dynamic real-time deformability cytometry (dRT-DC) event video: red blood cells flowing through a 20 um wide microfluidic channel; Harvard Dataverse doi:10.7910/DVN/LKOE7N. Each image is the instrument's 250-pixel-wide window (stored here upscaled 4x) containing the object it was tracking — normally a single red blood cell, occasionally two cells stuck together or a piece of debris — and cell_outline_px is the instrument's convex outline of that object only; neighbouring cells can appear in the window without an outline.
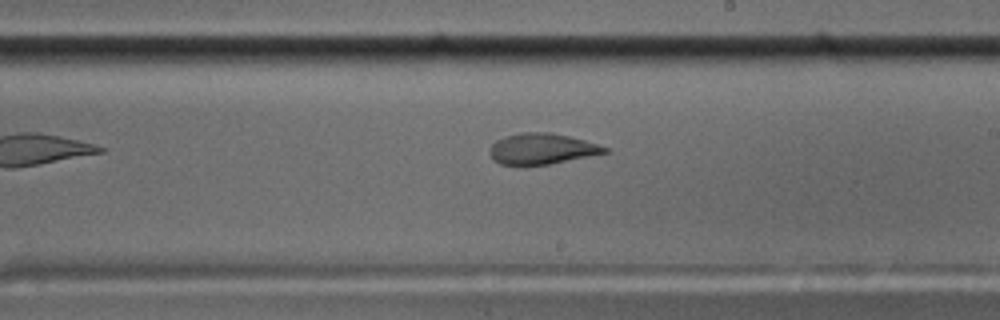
{"species": "common noctule bat (a hibernating species)", "species_latin": "Nyctalus noctula", "temperature_condition": "cold", "stored_images_in_passage": 41, "camera_frame_rate_fps": 3000, "um_per_image_px": 0.085, "animal": {"sex": "male", "body_mass_g": 17.5, "forearm_length_mm": 52.3}, "frame": {"image": 1, "passage_image": 18, "time_ms": 5.667, "image_size_px": [1000, 320], "cell_outline_px": [[608, 152], [548, 164], [500, 164], [492, 160], [488, 152], [488, 148], [496, 140], [504, 136], [520, 132], [548, 132], [568, 136], [584, 140], [608, 148]], "centroid_in_image_um": [45.97, 12.63], "position_along_channel_um": 243.0, "area_um2": 20.46}, "authors_computed_cell_mechanics": {"area_um2": 22.3108, "velocity_mm_per_s": 3.6221, "shape_relaxation_time_tau1_ms": null, "shape_relaxation_time_tau2_ms": 2.2826, "deformation_change_tau1": null, "deformation_change_tau2": 0.0909}}